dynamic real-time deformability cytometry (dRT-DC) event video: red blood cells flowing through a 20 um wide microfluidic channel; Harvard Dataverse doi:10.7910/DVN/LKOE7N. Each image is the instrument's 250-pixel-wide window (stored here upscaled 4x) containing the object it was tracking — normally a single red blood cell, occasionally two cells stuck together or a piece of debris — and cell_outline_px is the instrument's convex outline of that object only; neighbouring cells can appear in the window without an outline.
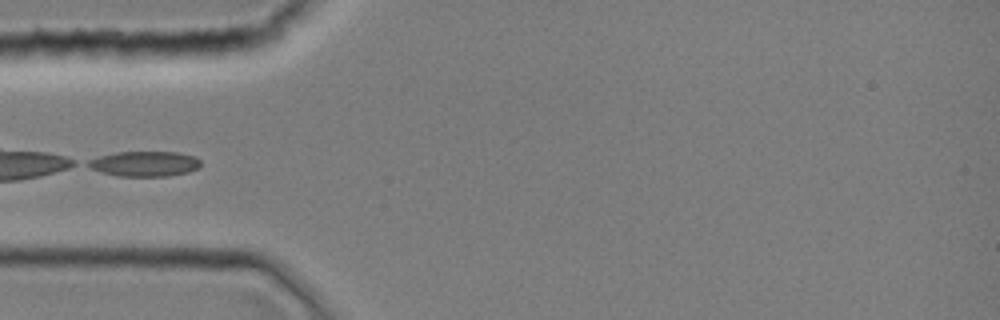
{"species": "common noctule bat (a hibernating species)", "species_latin": "Nyctalus noctula", "temperature_condition": "room temperature", "stored_images_in_passage": 29, "camera_frame_rate_fps": 3000, "um_per_image_px": 0.085, "animal": {"sex": "female", "body_mass_g": 19.0, "forearm_length_mm": 51.5}, "frame": {"image": 1, "passage_image": 1, "time_ms": 0.0, "image_size_px": [1000, 320], "cell_outline_px": [[200, 164], [196, 168], [188, 172], [168, 176], [116, 176], [100, 172], [84, 164], [88, 160], [100, 156], [116, 152], [176, 152], [196, 156], [200, 160]], "centroid_in_image_um": [12.26, 13.92], "position_along_channel_um": 72.7, "area_um2": 16.53}}
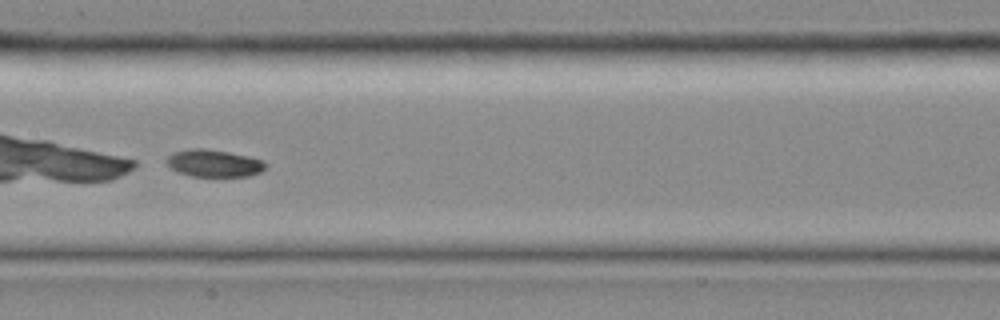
{"frame": {"image": 2, "passage_image": 9, "time_ms": 2.667, "image_size_px": [1000, 320], "cell_outline_px": [[268, 164], [260, 172], [248, 176], [192, 176], [180, 172], [172, 168], [164, 160], [172, 152], [188, 148], [204, 148], [228, 152], [248, 156], [264, 160]], "centroid_in_image_um": [18.18, 13.86], "position_along_channel_um": 189.2, "area_um2": 15.72}}